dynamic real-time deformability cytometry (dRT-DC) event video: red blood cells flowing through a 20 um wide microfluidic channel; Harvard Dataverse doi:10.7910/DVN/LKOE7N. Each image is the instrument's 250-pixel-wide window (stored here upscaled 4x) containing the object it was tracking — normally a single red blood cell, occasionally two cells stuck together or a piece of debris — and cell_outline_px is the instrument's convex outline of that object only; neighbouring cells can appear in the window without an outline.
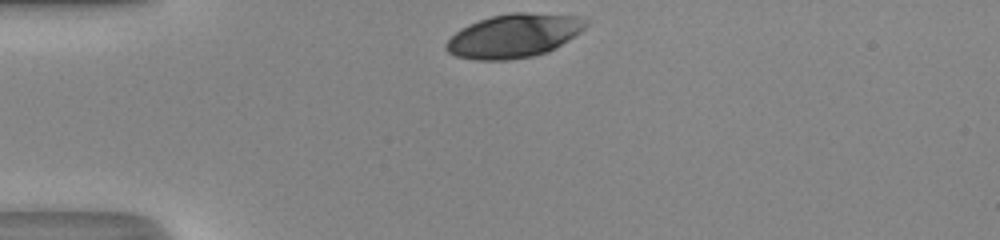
{"species": "human", "species_latin": "Homo sapiens", "temperature_condition": "room temperature", "stored_images_in_passage": 29, "camera_frame_rate_fps": 3000, "um_per_image_px": 0.085, "donor": {"sex": "male"}, "frame": {"image": 1, "passage_image": 1, "time_ms": 0.0, "image_size_px": [1000, 240], "cell_outline_px": [[588, 24], [580, 32], [568, 40], [548, 52], [532, 56], [508, 60], [476, 60], [456, 56], [448, 52], [444, 48], [444, 44], [460, 28], [468, 24], [492, 16], [508, 12], [524, 12], [580, 16], [588, 20]], "centroid_in_image_um": [43.67, 3.03], "position_along_channel_um": 41.3, "area_um2": 35.66}}
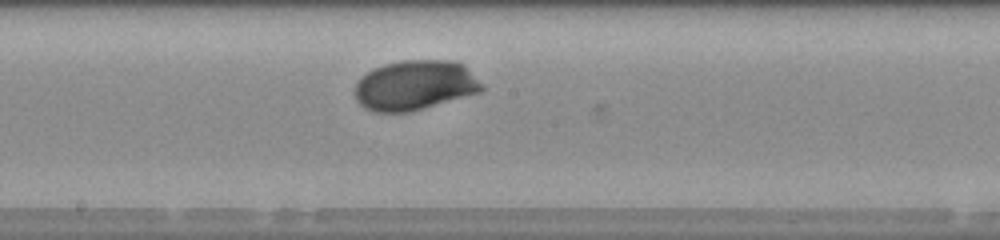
{"frame": {"image": 2, "passage_image": 16, "time_ms": 5.0, "image_size_px": [1000, 240], "cell_outline_px": [[484, 88], [480, 92], [408, 112], [376, 112], [364, 108], [356, 100], [356, 84], [368, 72], [384, 64], [400, 60], [456, 60], [464, 64], [484, 84]], "centroid_in_image_um": [35.31, 7.23], "position_along_channel_um": 212.9, "area_um2": 36.76}}
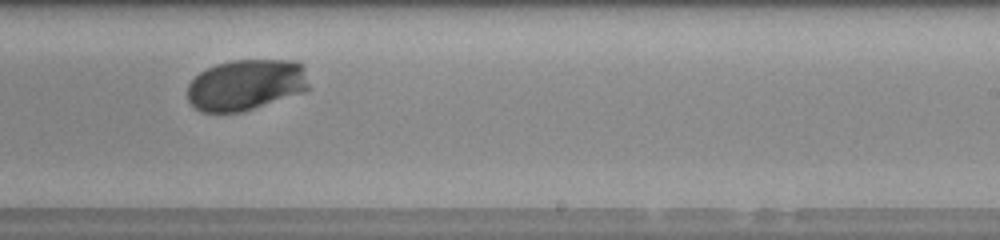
{"frame": {"image": 3, "passage_image": 20, "time_ms": 6.333, "image_size_px": [1000, 240], "cell_outline_px": [[308, 88], [304, 92], [240, 112], [200, 112], [188, 100], [188, 84], [200, 72], [216, 64], [232, 60], [296, 60], [304, 64], [308, 84]], "centroid_in_image_um": [20.92, 7.2], "position_along_channel_um": 268.1, "area_um2": 36.07}, "authors_computed_cell_mechanics": {"area_um2": 36.0672, "velocity_mm_per_s": 4.1441, "shape_relaxation_time_tau1_ms": 1.6825, "shape_relaxation_time_tau2_ms": null, "deformation_change_tau1": 0.1261, "deformation_change_tau2": null}}